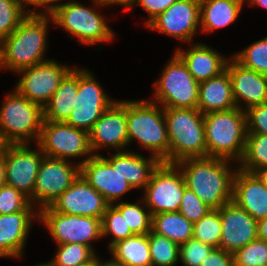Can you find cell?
<instances>
[{
    "mask_svg": "<svg viewBox=\"0 0 267 266\" xmlns=\"http://www.w3.org/2000/svg\"><path fill=\"white\" fill-rule=\"evenodd\" d=\"M151 230L167 237L179 246L193 237V223L179 212L152 215Z\"/></svg>",
    "mask_w": 267,
    "mask_h": 266,
    "instance_id": "cell-29",
    "label": "cell"
},
{
    "mask_svg": "<svg viewBox=\"0 0 267 266\" xmlns=\"http://www.w3.org/2000/svg\"><path fill=\"white\" fill-rule=\"evenodd\" d=\"M80 175L112 205L132 185L119 171V151L109 158L91 155L80 164Z\"/></svg>",
    "mask_w": 267,
    "mask_h": 266,
    "instance_id": "cell-12",
    "label": "cell"
},
{
    "mask_svg": "<svg viewBox=\"0 0 267 266\" xmlns=\"http://www.w3.org/2000/svg\"><path fill=\"white\" fill-rule=\"evenodd\" d=\"M58 246L57 254L52 260L55 266H80L96 257L91 246L85 244L65 243Z\"/></svg>",
    "mask_w": 267,
    "mask_h": 266,
    "instance_id": "cell-34",
    "label": "cell"
},
{
    "mask_svg": "<svg viewBox=\"0 0 267 266\" xmlns=\"http://www.w3.org/2000/svg\"><path fill=\"white\" fill-rule=\"evenodd\" d=\"M214 247L195 239H189L179 247V258L185 266H201Z\"/></svg>",
    "mask_w": 267,
    "mask_h": 266,
    "instance_id": "cell-41",
    "label": "cell"
},
{
    "mask_svg": "<svg viewBox=\"0 0 267 266\" xmlns=\"http://www.w3.org/2000/svg\"><path fill=\"white\" fill-rule=\"evenodd\" d=\"M201 266H235L234 256L221 248H214Z\"/></svg>",
    "mask_w": 267,
    "mask_h": 266,
    "instance_id": "cell-45",
    "label": "cell"
},
{
    "mask_svg": "<svg viewBox=\"0 0 267 266\" xmlns=\"http://www.w3.org/2000/svg\"><path fill=\"white\" fill-rule=\"evenodd\" d=\"M167 123L168 163L207 157L204 114L197 108H164Z\"/></svg>",
    "mask_w": 267,
    "mask_h": 266,
    "instance_id": "cell-4",
    "label": "cell"
},
{
    "mask_svg": "<svg viewBox=\"0 0 267 266\" xmlns=\"http://www.w3.org/2000/svg\"><path fill=\"white\" fill-rule=\"evenodd\" d=\"M36 266V265H35ZM37 266H55L52 262L46 263V264H38Z\"/></svg>",
    "mask_w": 267,
    "mask_h": 266,
    "instance_id": "cell-55",
    "label": "cell"
},
{
    "mask_svg": "<svg viewBox=\"0 0 267 266\" xmlns=\"http://www.w3.org/2000/svg\"><path fill=\"white\" fill-rule=\"evenodd\" d=\"M244 0H209L200 4L202 30L210 32L236 21Z\"/></svg>",
    "mask_w": 267,
    "mask_h": 266,
    "instance_id": "cell-27",
    "label": "cell"
},
{
    "mask_svg": "<svg viewBox=\"0 0 267 266\" xmlns=\"http://www.w3.org/2000/svg\"><path fill=\"white\" fill-rule=\"evenodd\" d=\"M101 263L102 262L99 261L97 257H95L92 261L80 266H99Z\"/></svg>",
    "mask_w": 267,
    "mask_h": 266,
    "instance_id": "cell-52",
    "label": "cell"
},
{
    "mask_svg": "<svg viewBox=\"0 0 267 266\" xmlns=\"http://www.w3.org/2000/svg\"><path fill=\"white\" fill-rule=\"evenodd\" d=\"M237 107L232 94V83L225 69L218 76L199 83L197 109L202 114L229 110Z\"/></svg>",
    "mask_w": 267,
    "mask_h": 266,
    "instance_id": "cell-22",
    "label": "cell"
},
{
    "mask_svg": "<svg viewBox=\"0 0 267 266\" xmlns=\"http://www.w3.org/2000/svg\"><path fill=\"white\" fill-rule=\"evenodd\" d=\"M114 207L121 213L133 234H148L151 231L152 215L138 204L120 202Z\"/></svg>",
    "mask_w": 267,
    "mask_h": 266,
    "instance_id": "cell-36",
    "label": "cell"
},
{
    "mask_svg": "<svg viewBox=\"0 0 267 266\" xmlns=\"http://www.w3.org/2000/svg\"><path fill=\"white\" fill-rule=\"evenodd\" d=\"M32 211H20L0 215V257L22 254L29 228L31 227Z\"/></svg>",
    "mask_w": 267,
    "mask_h": 266,
    "instance_id": "cell-24",
    "label": "cell"
},
{
    "mask_svg": "<svg viewBox=\"0 0 267 266\" xmlns=\"http://www.w3.org/2000/svg\"><path fill=\"white\" fill-rule=\"evenodd\" d=\"M50 18L54 24L62 26L73 36H77L81 44L106 42L114 35L101 15L77 2L62 4L50 15Z\"/></svg>",
    "mask_w": 267,
    "mask_h": 266,
    "instance_id": "cell-8",
    "label": "cell"
},
{
    "mask_svg": "<svg viewBox=\"0 0 267 266\" xmlns=\"http://www.w3.org/2000/svg\"><path fill=\"white\" fill-rule=\"evenodd\" d=\"M160 163L153 155L147 160L139 154L119 151V171L133 188H145Z\"/></svg>",
    "mask_w": 267,
    "mask_h": 266,
    "instance_id": "cell-28",
    "label": "cell"
},
{
    "mask_svg": "<svg viewBox=\"0 0 267 266\" xmlns=\"http://www.w3.org/2000/svg\"><path fill=\"white\" fill-rule=\"evenodd\" d=\"M246 117L247 133L267 135V103L250 107Z\"/></svg>",
    "mask_w": 267,
    "mask_h": 266,
    "instance_id": "cell-44",
    "label": "cell"
},
{
    "mask_svg": "<svg viewBox=\"0 0 267 266\" xmlns=\"http://www.w3.org/2000/svg\"><path fill=\"white\" fill-rule=\"evenodd\" d=\"M110 204L81 175L52 204L55 212L102 220Z\"/></svg>",
    "mask_w": 267,
    "mask_h": 266,
    "instance_id": "cell-16",
    "label": "cell"
},
{
    "mask_svg": "<svg viewBox=\"0 0 267 266\" xmlns=\"http://www.w3.org/2000/svg\"><path fill=\"white\" fill-rule=\"evenodd\" d=\"M177 168L175 164L161 162L153 171L144 197L151 215L179 212L186 184L183 173Z\"/></svg>",
    "mask_w": 267,
    "mask_h": 266,
    "instance_id": "cell-9",
    "label": "cell"
},
{
    "mask_svg": "<svg viewBox=\"0 0 267 266\" xmlns=\"http://www.w3.org/2000/svg\"><path fill=\"white\" fill-rule=\"evenodd\" d=\"M156 86V101L163 108H197L199 83L175 53Z\"/></svg>",
    "mask_w": 267,
    "mask_h": 266,
    "instance_id": "cell-7",
    "label": "cell"
},
{
    "mask_svg": "<svg viewBox=\"0 0 267 266\" xmlns=\"http://www.w3.org/2000/svg\"><path fill=\"white\" fill-rule=\"evenodd\" d=\"M232 58L243 67L267 76V37L251 44Z\"/></svg>",
    "mask_w": 267,
    "mask_h": 266,
    "instance_id": "cell-37",
    "label": "cell"
},
{
    "mask_svg": "<svg viewBox=\"0 0 267 266\" xmlns=\"http://www.w3.org/2000/svg\"><path fill=\"white\" fill-rule=\"evenodd\" d=\"M38 150H29L27 144L4 145L5 183L32 200L36 177L45 156L41 149Z\"/></svg>",
    "mask_w": 267,
    "mask_h": 266,
    "instance_id": "cell-13",
    "label": "cell"
},
{
    "mask_svg": "<svg viewBox=\"0 0 267 266\" xmlns=\"http://www.w3.org/2000/svg\"><path fill=\"white\" fill-rule=\"evenodd\" d=\"M71 70L55 61L46 60L18 71V73L24 74L19 80L16 90L43 108Z\"/></svg>",
    "mask_w": 267,
    "mask_h": 266,
    "instance_id": "cell-14",
    "label": "cell"
},
{
    "mask_svg": "<svg viewBox=\"0 0 267 266\" xmlns=\"http://www.w3.org/2000/svg\"><path fill=\"white\" fill-rule=\"evenodd\" d=\"M4 145L0 146V188L5 184Z\"/></svg>",
    "mask_w": 267,
    "mask_h": 266,
    "instance_id": "cell-50",
    "label": "cell"
},
{
    "mask_svg": "<svg viewBox=\"0 0 267 266\" xmlns=\"http://www.w3.org/2000/svg\"><path fill=\"white\" fill-rule=\"evenodd\" d=\"M60 0H25L26 2V7L29 4H33L34 6H45V8H47L46 10L49 13V16L58 8L61 6V4H56V5H50L49 3L52 2H58ZM49 4V5H48Z\"/></svg>",
    "mask_w": 267,
    "mask_h": 266,
    "instance_id": "cell-47",
    "label": "cell"
},
{
    "mask_svg": "<svg viewBox=\"0 0 267 266\" xmlns=\"http://www.w3.org/2000/svg\"><path fill=\"white\" fill-rule=\"evenodd\" d=\"M89 138L92 151L103 145L115 149L128 145L126 101H115L95 122Z\"/></svg>",
    "mask_w": 267,
    "mask_h": 266,
    "instance_id": "cell-19",
    "label": "cell"
},
{
    "mask_svg": "<svg viewBox=\"0 0 267 266\" xmlns=\"http://www.w3.org/2000/svg\"><path fill=\"white\" fill-rule=\"evenodd\" d=\"M240 169L257 173L267 167V135L247 133L246 148Z\"/></svg>",
    "mask_w": 267,
    "mask_h": 266,
    "instance_id": "cell-31",
    "label": "cell"
},
{
    "mask_svg": "<svg viewBox=\"0 0 267 266\" xmlns=\"http://www.w3.org/2000/svg\"><path fill=\"white\" fill-rule=\"evenodd\" d=\"M200 22V4L192 0H178L154 18L148 27L174 38L191 41Z\"/></svg>",
    "mask_w": 267,
    "mask_h": 266,
    "instance_id": "cell-18",
    "label": "cell"
},
{
    "mask_svg": "<svg viewBox=\"0 0 267 266\" xmlns=\"http://www.w3.org/2000/svg\"><path fill=\"white\" fill-rule=\"evenodd\" d=\"M210 210L212 209L204 204L190 188L185 187L179 208L181 215L186 217L190 222L195 223Z\"/></svg>",
    "mask_w": 267,
    "mask_h": 266,
    "instance_id": "cell-42",
    "label": "cell"
},
{
    "mask_svg": "<svg viewBox=\"0 0 267 266\" xmlns=\"http://www.w3.org/2000/svg\"><path fill=\"white\" fill-rule=\"evenodd\" d=\"M111 262L119 266H152L148 234H134L111 248Z\"/></svg>",
    "mask_w": 267,
    "mask_h": 266,
    "instance_id": "cell-26",
    "label": "cell"
},
{
    "mask_svg": "<svg viewBox=\"0 0 267 266\" xmlns=\"http://www.w3.org/2000/svg\"><path fill=\"white\" fill-rule=\"evenodd\" d=\"M251 4H256L267 8V0H249Z\"/></svg>",
    "mask_w": 267,
    "mask_h": 266,
    "instance_id": "cell-53",
    "label": "cell"
},
{
    "mask_svg": "<svg viewBox=\"0 0 267 266\" xmlns=\"http://www.w3.org/2000/svg\"><path fill=\"white\" fill-rule=\"evenodd\" d=\"M108 108L75 107L66 120V124L90 132L95 122Z\"/></svg>",
    "mask_w": 267,
    "mask_h": 266,
    "instance_id": "cell-43",
    "label": "cell"
},
{
    "mask_svg": "<svg viewBox=\"0 0 267 266\" xmlns=\"http://www.w3.org/2000/svg\"><path fill=\"white\" fill-rule=\"evenodd\" d=\"M227 159L204 157L188 158L177 162L185 166V184L211 209H219L233 200L234 175L227 167Z\"/></svg>",
    "mask_w": 267,
    "mask_h": 266,
    "instance_id": "cell-1",
    "label": "cell"
},
{
    "mask_svg": "<svg viewBox=\"0 0 267 266\" xmlns=\"http://www.w3.org/2000/svg\"><path fill=\"white\" fill-rule=\"evenodd\" d=\"M32 202L25 194L6 183L0 188V215L33 211Z\"/></svg>",
    "mask_w": 267,
    "mask_h": 266,
    "instance_id": "cell-40",
    "label": "cell"
},
{
    "mask_svg": "<svg viewBox=\"0 0 267 266\" xmlns=\"http://www.w3.org/2000/svg\"><path fill=\"white\" fill-rule=\"evenodd\" d=\"M152 266H173L179 257V245L152 230L149 232Z\"/></svg>",
    "mask_w": 267,
    "mask_h": 266,
    "instance_id": "cell-33",
    "label": "cell"
},
{
    "mask_svg": "<svg viewBox=\"0 0 267 266\" xmlns=\"http://www.w3.org/2000/svg\"><path fill=\"white\" fill-rule=\"evenodd\" d=\"M233 60L231 63L227 61L226 69L231 79L236 106L241 107L238 103L241 99L247 104L246 110L267 103V76L243 67L234 58Z\"/></svg>",
    "mask_w": 267,
    "mask_h": 266,
    "instance_id": "cell-21",
    "label": "cell"
},
{
    "mask_svg": "<svg viewBox=\"0 0 267 266\" xmlns=\"http://www.w3.org/2000/svg\"><path fill=\"white\" fill-rule=\"evenodd\" d=\"M178 0H137L136 3L141 5L150 15L148 25L159 14L167 10L172 4Z\"/></svg>",
    "mask_w": 267,
    "mask_h": 266,
    "instance_id": "cell-46",
    "label": "cell"
},
{
    "mask_svg": "<svg viewBox=\"0 0 267 266\" xmlns=\"http://www.w3.org/2000/svg\"><path fill=\"white\" fill-rule=\"evenodd\" d=\"M232 201L257 222L267 217V185L258 173L235 171Z\"/></svg>",
    "mask_w": 267,
    "mask_h": 266,
    "instance_id": "cell-20",
    "label": "cell"
},
{
    "mask_svg": "<svg viewBox=\"0 0 267 266\" xmlns=\"http://www.w3.org/2000/svg\"><path fill=\"white\" fill-rule=\"evenodd\" d=\"M78 70L72 69L61 81L49 102L43 107V120L66 122L72 110L78 107Z\"/></svg>",
    "mask_w": 267,
    "mask_h": 266,
    "instance_id": "cell-25",
    "label": "cell"
},
{
    "mask_svg": "<svg viewBox=\"0 0 267 266\" xmlns=\"http://www.w3.org/2000/svg\"><path fill=\"white\" fill-rule=\"evenodd\" d=\"M204 126L207 157L242 160L247 139L244 109L235 107L204 114Z\"/></svg>",
    "mask_w": 267,
    "mask_h": 266,
    "instance_id": "cell-3",
    "label": "cell"
},
{
    "mask_svg": "<svg viewBox=\"0 0 267 266\" xmlns=\"http://www.w3.org/2000/svg\"><path fill=\"white\" fill-rule=\"evenodd\" d=\"M37 142L45 156L63 160L92 152L89 132L65 122L43 120Z\"/></svg>",
    "mask_w": 267,
    "mask_h": 266,
    "instance_id": "cell-10",
    "label": "cell"
},
{
    "mask_svg": "<svg viewBox=\"0 0 267 266\" xmlns=\"http://www.w3.org/2000/svg\"><path fill=\"white\" fill-rule=\"evenodd\" d=\"M155 102L127 101L126 118L129 143L137 139L161 162L168 163L169 139L163 111Z\"/></svg>",
    "mask_w": 267,
    "mask_h": 266,
    "instance_id": "cell-5",
    "label": "cell"
},
{
    "mask_svg": "<svg viewBox=\"0 0 267 266\" xmlns=\"http://www.w3.org/2000/svg\"><path fill=\"white\" fill-rule=\"evenodd\" d=\"M235 266H266L267 241L256 239L234 254Z\"/></svg>",
    "mask_w": 267,
    "mask_h": 266,
    "instance_id": "cell-39",
    "label": "cell"
},
{
    "mask_svg": "<svg viewBox=\"0 0 267 266\" xmlns=\"http://www.w3.org/2000/svg\"><path fill=\"white\" fill-rule=\"evenodd\" d=\"M15 91L7 96L0 110V146L29 144V138L38 141L40 136L43 108Z\"/></svg>",
    "mask_w": 267,
    "mask_h": 266,
    "instance_id": "cell-6",
    "label": "cell"
},
{
    "mask_svg": "<svg viewBox=\"0 0 267 266\" xmlns=\"http://www.w3.org/2000/svg\"><path fill=\"white\" fill-rule=\"evenodd\" d=\"M182 51L179 48L176 54L182 59L188 71L198 83L218 76L226 69L228 60L207 45L197 44L187 52Z\"/></svg>",
    "mask_w": 267,
    "mask_h": 266,
    "instance_id": "cell-23",
    "label": "cell"
},
{
    "mask_svg": "<svg viewBox=\"0 0 267 266\" xmlns=\"http://www.w3.org/2000/svg\"><path fill=\"white\" fill-rule=\"evenodd\" d=\"M222 232L219 248L234 254L258 239L257 221L234 201L219 208Z\"/></svg>",
    "mask_w": 267,
    "mask_h": 266,
    "instance_id": "cell-17",
    "label": "cell"
},
{
    "mask_svg": "<svg viewBox=\"0 0 267 266\" xmlns=\"http://www.w3.org/2000/svg\"><path fill=\"white\" fill-rule=\"evenodd\" d=\"M23 1L0 0V42L10 36L28 15L25 14Z\"/></svg>",
    "mask_w": 267,
    "mask_h": 266,
    "instance_id": "cell-35",
    "label": "cell"
},
{
    "mask_svg": "<svg viewBox=\"0 0 267 266\" xmlns=\"http://www.w3.org/2000/svg\"><path fill=\"white\" fill-rule=\"evenodd\" d=\"M222 222L219 209H212L199 221L193 223V239L214 248H219Z\"/></svg>",
    "mask_w": 267,
    "mask_h": 266,
    "instance_id": "cell-32",
    "label": "cell"
},
{
    "mask_svg": "<svg viewBox=\"0 0 267 266\" xmlns=\"http://www.w3.org/2000/svg\"><path fill=\"white\" fill-rule=\"evenodd\" d=\"M43 14L31 10L16 30L0 42V68L5 66L18 72L45 62L42 56L48 19Z\"/></svg>",
    "mask_w": 267,
    "mask_h": 266,
    "instance_id": "cell-2",
    "label": "cell"
},
{
    "mask_svg": "<svg viewBox=\"0 0 267 266\" xmlns=\"http://www.w3.org/2000/svg\"><path fill=\"white\" fill-rule=\"evenodd\" d=\"M137 0H94V2L96 3V5H111V4H120V5H124L125 7L127 6V9H131L132 5H134V2H136ZM129 7V8H128Z\"/></svg>",
    "mask_w": 267,
    "mask_h": 266,
    "instance_id": "cell-48",
    "label": "cell"
},
{
    "mask_svg": "<svg viewBox=\"0 0 267 266\" xmlns=\"http://www.w3.org/2000/svg\"><path fill=\"white\" fill-rule=\"evenodd\" d=\"M258 239L267 241V217L257 222Z\"/></svg>",
    "mask_w": 267,
    "mask_h": 266,
    "instance_id": "cell-49",
    "label": "cell"
},
{
    "mask_svg": "<svg viewBox=\"0 0 267 266\" xmlns=\"http://www.w3.org/2000/svg\"><path fill=\"white\" fill-rule=\"evenodd\" d=\"M192 1H194V2H196L198 4H202V3L206 2V1H209V0H192Z\"/></svg>",
    "mask_w": 267,
    "mask_h": 266,
    "instance_id": "cell-56",
    "label": "cell"
},
{
    "mask_svg": "<svg viewBox=\"0 0 267 266\" xmlns=\"http://www.w3.org/2000/svg\"><path fill=\"white\" fill-rule=\"evenodd\" d=\"M102 236L107 234H113L114 239L110 241L111 248L118 241L124 240L134 234L131 232L128 225L121 215V213L114 207V205H109L106 212L103 214L101 220Z\"/></svg>",
    "mask_w": 267,
    "mask_h": 266,
    "instance_id": "cell-38",
    "label": "cell"
},
{
    "mask_svg": "<svg viewBox=\"0 0 267 266\" xmlns=\"http://www.w3.org/2000/svg\"><path fill=\"white\" fill-rule=\"evenodd\" d=\"M79 175V164L73 167L67 160L44 156L36 177L33 200L41 202V209L51 206Z\"/></svg>",
    "mask_w": 267,
    "mask_h": 266,
    "instance_id": "cell-15",
    "label": "cell"
},
{
    "mask_svg": "<svg viewBox=\"0 0 267 266\" xmlns=\"http://www.w3.org/2000/svg\"><path fill=\"white\" fill-rule=\"evenodd\" d=\"M257 173L260 175V177L264 180L265 184L267 185V167L261 169Z\"/></svg>",
    "mask_w": 267,
    "mask_h": 266,
    "instance_id": "cell-51",
    "label": "cell"
},
{
    "mask_svg": "<svg viewBox=\"0 0 267 266\" xmlns=\"http://www.w3.org/2000/svg\"><path fill=\"white\" fill-rule=\"evenodd\" d=\"M102 86L85 69L78 70L77 104L87 108H109L115 101H110Z\"/></svg>",
    "mask_w": 267,
    "mask_h": 266,
    "instance_id": "cell-30",
    "label": "cell"
},
{
    "mask_svg": "<svg viewBox=\"0 0 267 266\" xmlns=\"http://www.w3.org/2000/svg\"><path fill=\"white\" fill-rule=\"evenodd\" d=\"M37 215L58 245L80 243L91 246V240L102 237L99 218L62 214L55 212L50 206L42 208Z\"/></svg>",
    "mask_w": 267,
    "mask_h": 266,
    "instance_id": "cell-11",
    "label": "cell"
},
{
    "mask_svg": "<svg viewBox=\"0 0 267 266\" xmlns=\"http://www.w3.org/2000/svg\"><path fill=\"white\" fill-rule=\"evenodd\" d=\"M99 266H119L116 264H113L111 261L102 262Z\"/></svg>",
    "mask_w": 267,
    "mask_h": 266,
    "instance_id": "cell-54",
    "label": "cell"
}]
</instances>
